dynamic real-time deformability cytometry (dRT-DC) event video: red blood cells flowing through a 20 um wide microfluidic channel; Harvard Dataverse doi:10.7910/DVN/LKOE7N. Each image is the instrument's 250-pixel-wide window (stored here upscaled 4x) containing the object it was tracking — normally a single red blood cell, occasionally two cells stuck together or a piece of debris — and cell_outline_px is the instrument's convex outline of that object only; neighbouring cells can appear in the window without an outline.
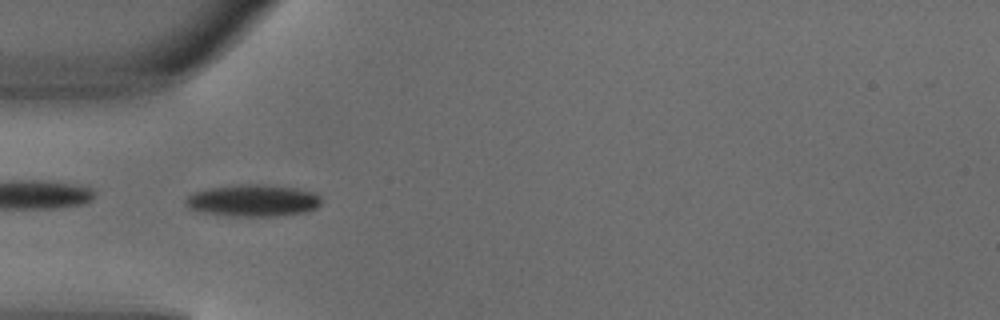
{"species": "common noctule bat (a hibernating species)", "species_latin": "Nyctalus noctula", "temperature_condition": "warm", "stored_images_in_passage": 7, "camera_frame_rate_fps": 3000, "um_per_image_px": 0.085, "animal": {"sex": "male", "body_mass_g": 18.8}, "frame": {"image": 1, "passage_image": 5, "time_ms": 1.333, "image_size_px": [1000, 320], "cell_outline_px": [[320, 204], [316, 208], [308, 212], [276, 216], [228, 216], [200, 212], [188, 208], [184, 204], [184, 200], [192, 192], [208, 188], [236, 184], [264, 184], [296, 188], [316, 192], [320, 196]], "centroid_in_image_um": [21.48, 17.04], "position_along_channel_um": 63.5, "area_um2": 25.72}}
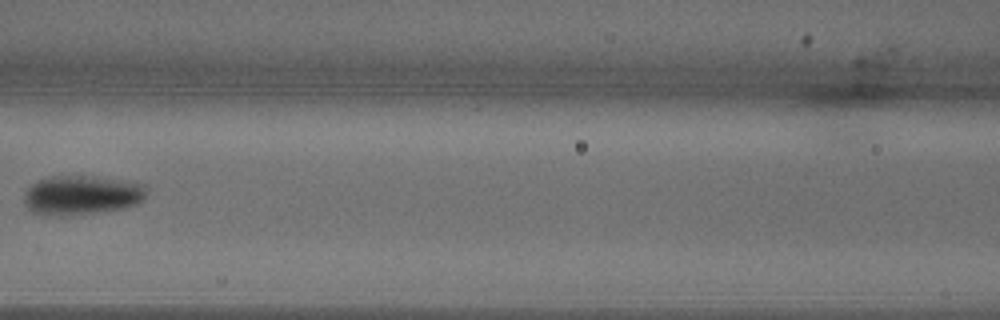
{"frame": {"image": 2, "passage_image": 7, "time_ms": 2.0, "image_size_px": [1000, 320], "cell_outline_px": [[148, 188], [144, 200], [136, 204], [124, 208], [96, 212], [52, 216], [32, 212], [28, 208], [24, 200], [24, 192], [32, 184], [40, 180], [52, 176], [92, 176], [144, 184]], "centroid_in_image_um": [6.95, 16.58], "position_along_channel_um": 159.6, "area_um2": 27.86}}